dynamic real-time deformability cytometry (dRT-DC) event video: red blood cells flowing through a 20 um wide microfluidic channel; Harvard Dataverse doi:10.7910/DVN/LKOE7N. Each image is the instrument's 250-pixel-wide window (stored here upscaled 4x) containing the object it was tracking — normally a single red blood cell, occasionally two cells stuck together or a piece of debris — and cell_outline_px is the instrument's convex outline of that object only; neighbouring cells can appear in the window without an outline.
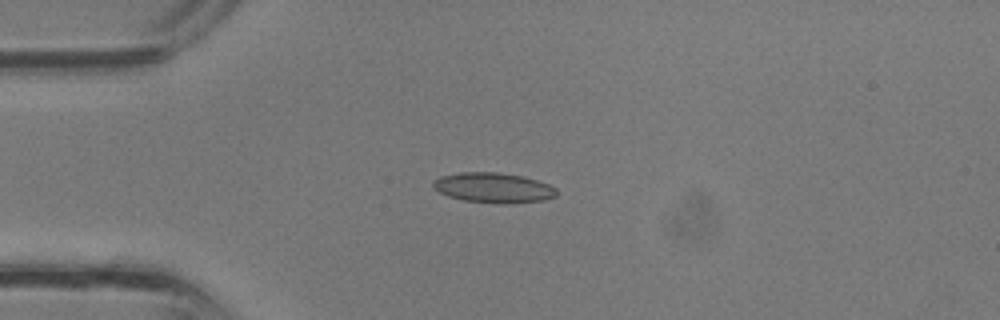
{"species": "common noctule bat (a hibernating species)", "species_latin": "Nyctalus noctula", "temperature_condition": "room temperature", "stored_images_in_passage": 26, "camera_frame_rate_fps": 3000, "um_per_image_px": 0.085, "animal": {"sex": "male", "body_mass_g": 13.3}, "frame": {"image": 1, "passage_image": 2, "time_ms": 0.333, "image_size_px": [1000, 320], "cell_outline_px": [[556, 196], [544, 200], [512, 204], [500, 204], [464, 200], [448, 196], [432, 188], [432, 180], [440, 176], [460, 172], [496, 172], [524, 176], [548, 184], [556, 188]], "centroid_in_image_um": [41.92, 15.96], "position_along_channel_um": 43.1, "area_um2": 21.85}}
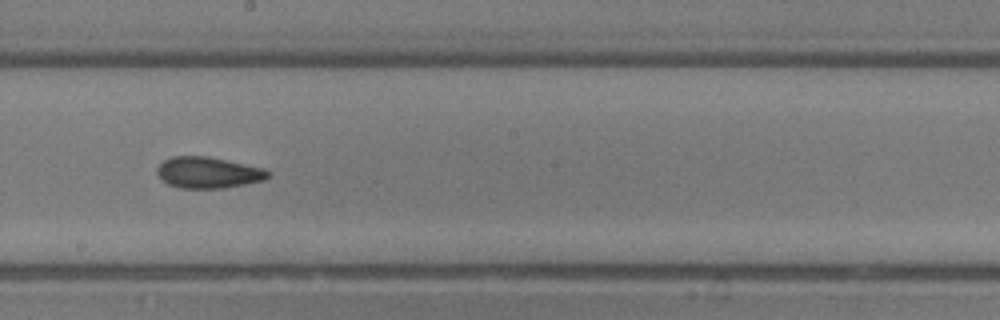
{"frame": {"image": 2, "passage_image": 13, "time_ms": 4.0, "image_size_px": [1000, 320], "cell_outline_px": [[268, 176], [264, 180], [224, 188], [180, 188], [168, 184], [160, 180], [156, 172], [156, 168], [164, 160], [172, 156], [208, 156], [264, 168], [268, 172]], "centroid_in_image_um": [17.64, 14.67], "position_along_channel_um": 230.6, "area_um2": 20.17}}
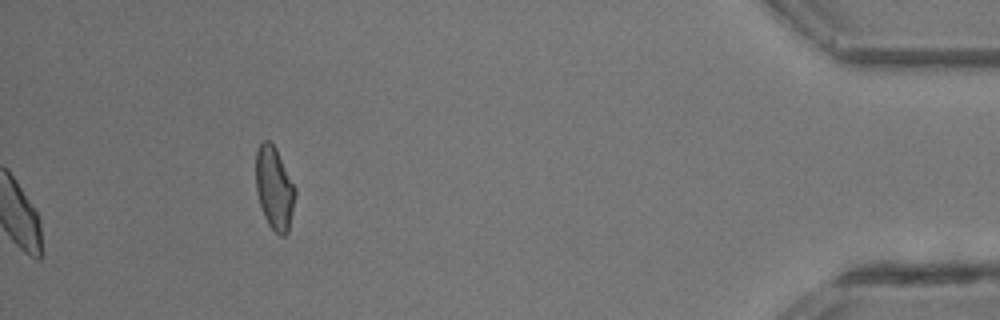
{"frame": {"image": 3, "passage_image": 26, "time_ms": 8.333, "image_size_px": [1000, 320], "cell_outline_px": [[296, 196], [288, 232], [284, 236], [280, 236], [268, 224], [264, 216], [256, 192], [256, 152], [260, 144], [264, 140], [268, 140], [276, 148], [296, 188]], "centroid_in_image_um": [23.33, 16.0], "position_along_channel_um": 411.9, "area_um2": 19.02}}